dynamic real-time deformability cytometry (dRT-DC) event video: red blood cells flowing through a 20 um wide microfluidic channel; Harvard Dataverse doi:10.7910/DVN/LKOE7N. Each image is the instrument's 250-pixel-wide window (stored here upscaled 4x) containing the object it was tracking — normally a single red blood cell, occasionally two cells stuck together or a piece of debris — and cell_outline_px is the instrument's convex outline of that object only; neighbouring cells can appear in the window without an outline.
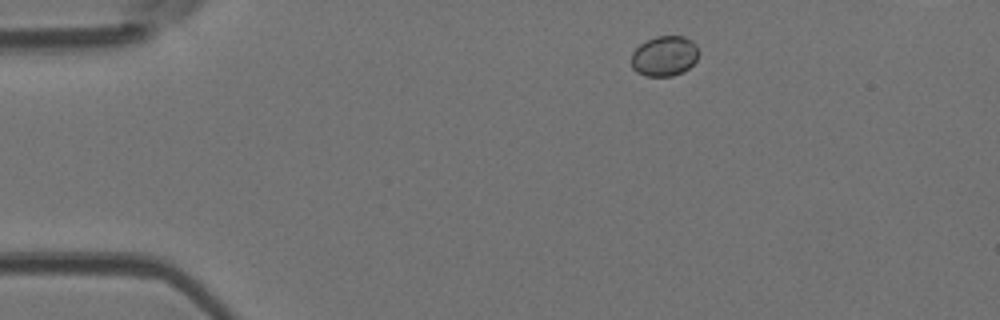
{"species": "Egyptian fruit bat (a non-hibernating species)", "species_latin": "Rousettus aegyptiacus", "temperature_condition": "room temperature", "stored_images_in_passage": 4, "camera_frame_rate_fps": 3000, "um_per_image_px": 0.085, "animal": {"sex": "female"}, "frame": {"image": 1, "passage_image": 1, "time_ms": 0.0, "image_size_px": [1000, 320], "cell_outline_px": [[700, 52], [696, 60], [684, 72], [672, 76], [644, 76], [636, 72], [632, 68], [632, 52], [640, 44], [656, 36], [684, 36], [692, 40], [696, 44]], "centroid_in_image_um": [56.49, 4.76], "position_along_channel_um": 28.5, "area_um2": 15.95}}